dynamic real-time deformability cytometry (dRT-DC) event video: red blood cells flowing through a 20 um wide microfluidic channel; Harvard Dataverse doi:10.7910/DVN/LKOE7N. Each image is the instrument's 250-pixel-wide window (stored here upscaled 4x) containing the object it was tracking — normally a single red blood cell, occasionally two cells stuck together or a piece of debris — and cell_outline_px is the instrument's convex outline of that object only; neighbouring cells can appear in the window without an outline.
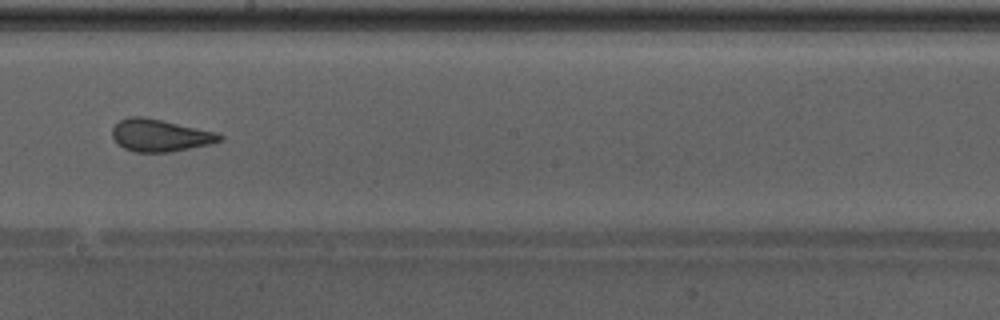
{"species": "Egyptian fruit bat (a non-hibernating species)", "species_latin": "Rousettus aegyptiacus", "temperature_condition": "warm", "stored_images_in_passage": 47, "camera_frame_rate_fps": 3000, "um_per_image_px": 0.085, "animal": {"sex": "male"}, "frame": {"image": 1, "passage_image": 27, "time_ms": 8.667, "image_size_px": [1000, 320], "cell_outline_px": [[224, 140], [208, 144], [168, 152], [136, 152], [124, 148], [112, 136], [112, 128], [120, 120], [128, 116], [144, 116], [216, 132], [224, 136]], "centroid_in_image_um": [13.6, 11.49], "position_along_channel_um": 234.6, "area_um2": 20.0}, "authors_computed_cell_mechanics": {"area_um2": 21.3282, "velocity_mm_per_s": 4.3012, "shape_relaxation_time_tau1_ms": null, "shape_relaxation_time_tau2_ms": 1.0583, "deformation_change_tau1": null, "deformation_change_tau2": 0.086}}